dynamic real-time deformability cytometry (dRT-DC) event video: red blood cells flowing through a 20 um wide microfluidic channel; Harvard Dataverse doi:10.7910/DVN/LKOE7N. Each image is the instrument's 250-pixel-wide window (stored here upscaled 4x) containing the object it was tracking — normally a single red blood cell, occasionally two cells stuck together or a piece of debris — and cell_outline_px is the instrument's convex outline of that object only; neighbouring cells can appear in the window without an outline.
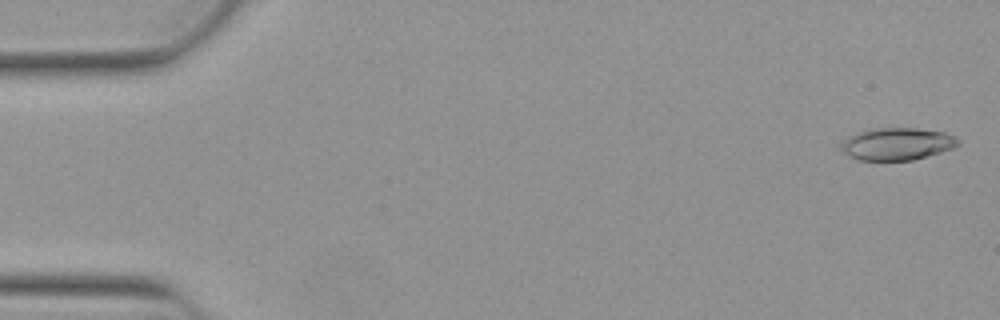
{"species": "Egyptian fruit bat (a non-hibernating species)", "species_latin": "Rousettus aegyptiacus", "temperature_condition": "warm", "stored_images_in_passage": 14, "camera_frame_rate_fps": 3000, "um_per_image_px": 0.085, "animal": {"sex": "female"}, "frame": {"image": 1, "passage_image": 2, "time_ms": 0.333, "image_size_px": [1000, 320], "cell_outline_px": [[960, 144], [952, 148], [940, 152], [912, 160], [860, 160], [844, 152], [840, 148], [840, 140], [856, 132], [876, 128], [916, 128], [944, 132], [960, 140]], "centroid_in_image_um": [76.22, 12.22], "position_along_channel_um": 8.8, "area_um2": 21.96}}
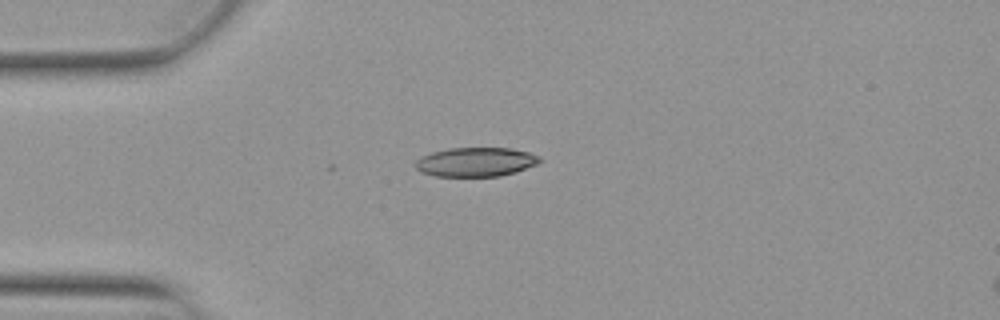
{"frame": {"image": 2, "passage_image": 14, "time_ms": 4.333, "image_size_px": [1000, 320], "cell_outline_px": [[540, 160], [536, 164], [516, 172], [500, 176], [436, 176], [420, 172], [412, 164], [416, 160], [432, 152], [448, 148], [512, 148], [528, 152], [540, 156]], "centroid_in_image_um": [40.42, 13.77], "position_along_channel_um": 44.6, "area_um2": 21.1}}